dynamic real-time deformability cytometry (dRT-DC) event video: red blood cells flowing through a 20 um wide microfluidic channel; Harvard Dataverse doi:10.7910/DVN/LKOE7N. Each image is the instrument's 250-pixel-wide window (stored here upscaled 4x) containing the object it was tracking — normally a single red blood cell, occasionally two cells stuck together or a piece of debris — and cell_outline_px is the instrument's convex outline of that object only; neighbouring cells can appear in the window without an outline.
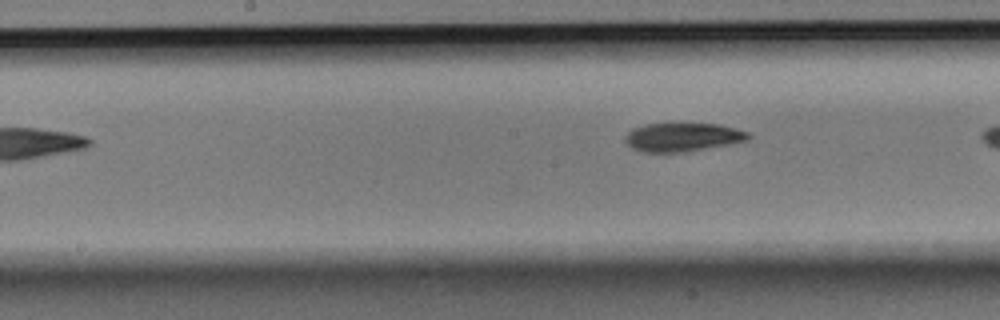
{"species": "Egyptian fruit bat (a non-hibernating species)", "species_latin": "Rousettus aegyptiacus", "temperature_condition": "room temperature", "stored_images_in_passage": 6, "camera_frame_rate_fps": 3000, "um_per_image_px": 0.085, "animal": {"sex": "male"}, "frame": {"image": 1, "passage_image": 6, "time_ms": 1.667, "image_size_px": [1000, 320], "cell_outline_px": [[752, 136], [748, 140], [732, 144], [688, 152], [640, 152], [632, 148], [624, 140], [624, 136], [632, 128], [644, 124], [720, 124], [748, 132]], "centroid_in_image_um": [58.03, 11.67], "position_along_channel_um": 190.2, "area_um2": 20.75}}